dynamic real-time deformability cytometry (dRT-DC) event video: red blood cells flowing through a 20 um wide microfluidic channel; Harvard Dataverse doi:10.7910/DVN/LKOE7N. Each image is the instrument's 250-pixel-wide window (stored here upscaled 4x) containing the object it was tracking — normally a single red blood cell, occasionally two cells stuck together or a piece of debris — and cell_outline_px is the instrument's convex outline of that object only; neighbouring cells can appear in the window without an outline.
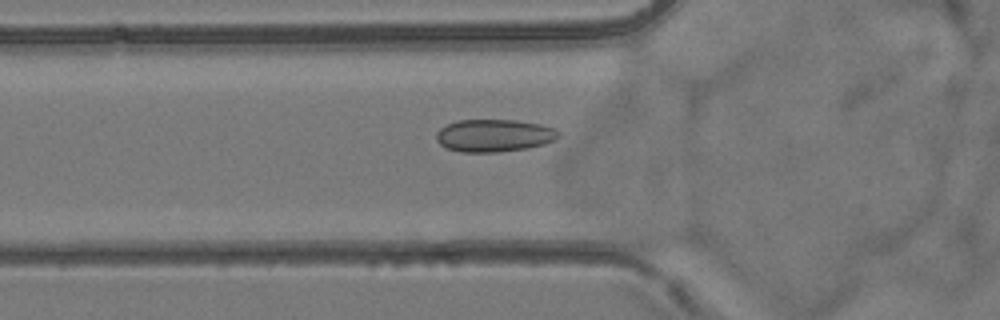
{"species": "common noctule bat (a hibernating species)", "species_latin": "Nyctalus noctula", "temperature_condition": "room temperature", "stored_images_in_passage": 4, "camera_frame_rate_fps": 3000, "um_per_image_px": 0.085, "animal": {"sex": "female", "body_mass_g": 24.6, "forearm_length_mm": 56.2}, "frame": {"image": 1, "passage_image": 4, "time_ms": 6.0, "image_size_px": [1000, 320], "cell_outline_px": [[560, 136], [544, 144], [528, 148], [496, 152], [460, 152], [448, 148], [440, 144], [436, 140], [436, 132], [440, 128], [456, 120], [516, 120], [540, 124], [556, 128], [560, 132]], "centroid_in_image_um": [42.0, 11.51], "position_along_channel_um": 83.8, "area_um2": 23.24}}